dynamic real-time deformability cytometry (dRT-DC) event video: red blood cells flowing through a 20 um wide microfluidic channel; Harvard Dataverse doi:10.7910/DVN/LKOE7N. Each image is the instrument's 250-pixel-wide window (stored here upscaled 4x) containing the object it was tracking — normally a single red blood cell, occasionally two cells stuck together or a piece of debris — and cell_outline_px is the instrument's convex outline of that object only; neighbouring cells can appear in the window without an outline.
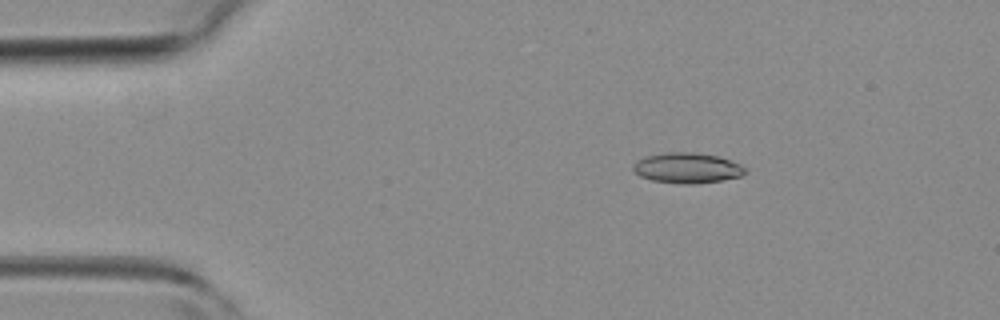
{"species": "common noctule bat (a hibernating species)", "species_latin": "Nyctalus noctula", "temperature_condition": "room temperature", "stored_images_in_passage": 6, "camera_frame_rate_fps": 3000, "um_per_image_px": 0.085, "animal": {"sex": "female", "body_mass_g": 19.3, "forearm_length_mm": 54.1}, "frame": {"image": 1, "passage_image": 3, "time_ms": 2.333, "image_size_px": [1000, 320], "cell_outline_px": [[748, 172], [740, 176], [720, 180], [692, 184], [680, 184], [652, 180], [640, 176], [632, 168], [632, 164], [636, 160], [644, 156], [664, 152], [692, 152], [720, 156], [740, 164], [748, 168]], "centroid_in_image_um": [58.4, 14.26], "position_along_channel_um": 26.6, "area_um2": 20.06}}
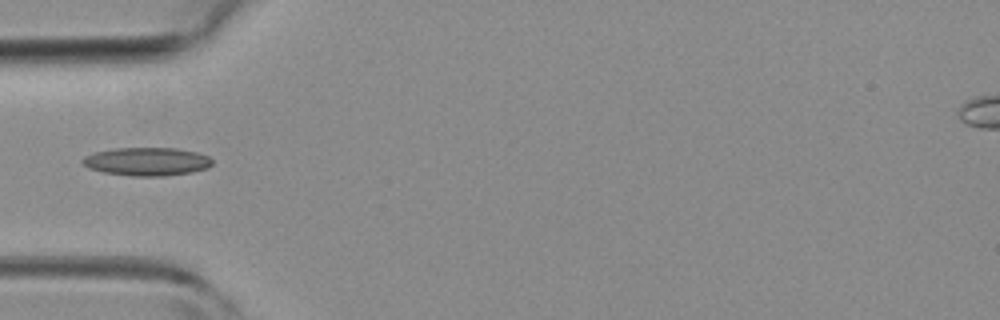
{"frame": {"image": 2, "passage_image": 5, "time_ms": 4.667, "image_size_px": [1000, 320], "cell_outline_px": [[212, 164], [208, 168], [192, 172], [164, 176], [132, 176], [104, 172], [88, 168], [80, 160], [84, 156], [96, 152], [116, 148], [176, 148], [196, 152], [208, 156], [212, 160]], "centroid_in_image_um": [12.49, 13.73], "position_along_channel_um": 72.5, "area_um2": 21.33}}
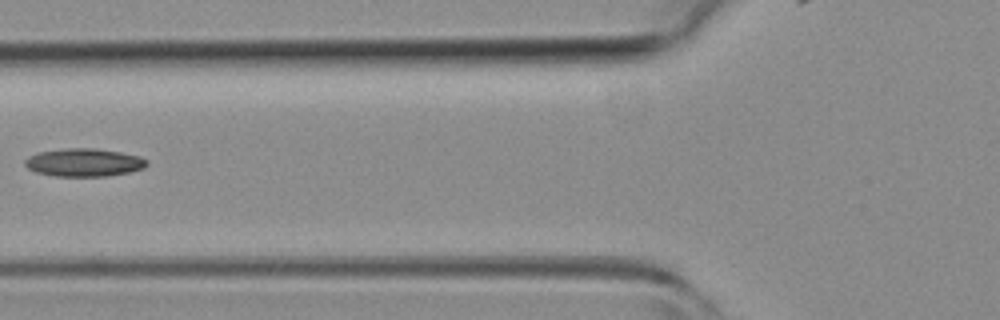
{"frame": {"image": 3, "passage_image": 6, "time_ms": 5.667, "image_size_px": [1000, 320], "cell_outline_px": [[148, 164], [144, 168], [128, 172], [108, 176], [56, 176], [36, 172], [28, 168], [24, 164], [24, 160], [28, 156], [36, 152], [68, 148], [92, 148], [120, 152], [140, 156], [148, 160]], "centroid_in_image_um": [7.13, 13.8], "position_along_channel_um": 118.7, "area_um2": 19.94}}